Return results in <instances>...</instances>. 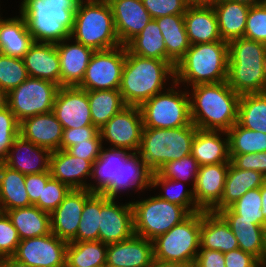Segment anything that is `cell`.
<instances>
[{"instance_id": "48", "label": "cell", "mask_w": 266, "mask_h": 267, "mask_svg": "<svg viewBox=\"0 0 266 267\" xmlns=\"http://www.w3.org/2000/svg\"><path fill=\"white\" fill-rule=\"evenodd\" d=\"M20 122L8 106L0 109V161L4 162L14 140L19 136Z\"/></svg>"}, {"instance_id": "40", "label": "cell", "mask_w": 266, "mask_h": 267, "mask_svg": "<svg viewBox=\"0 0 266 267\" xmlns=\"http://www.w3.org/2000/svg\"><path fill=\"white\" fill-rule=\"evenodd\" d=\"M237 123L248 130L266 134V92L240 96Z\"/></svg>"}, {"instance_id": "12", "label": "cell", "mask_w": 266, "mask_h": 267, "mask_svg": "<svg viewBox=\"0 0 266 267\" xmlns=\"http://www.w3.org/2000/svg\"><path fill=\"white\" fill-rule=\"evenodd\" d=\"M125 58V45L94 51L77 87L86 91L119 90Z\"/></svg>"}, {"instance_id": "18", "label": "cell", "mask_w": 266, "mask_h": 267, "mask_svg": "<svg viewBox=\"0 0 266 267\" xmlns=\"http://www.w3.org/2000/svg\"><path fill=\"white\" fill-rule=\"evenodd\" d=\"M132 204H115L109 199L100 211L99 241L112 244L129 239L134 235Z\"/></svg>"}, {"instance_id": "45", "label": "cell", "mask_w": 266, "mask_h": 267, "mask_svg": "<svg viewBox=\"0 0 266 267\" xmlns=\"http://www.w3.org/2000/svg\"><path fill=\"white\" fill-rule=\"evenodd\" d=\"M180 183L181 181L163 178L157 172L153 173L152 187L154 188L161 185L163 187L162 189H164V191L167 192L166 194L162 193L161 195L160 194L158 195L161 199H164L170 203L177 204L179 206H183L191 214L201 211L196 205L193 190L186 191V189L185 190L182 189L177 192L173 189L175 192L169 191L171 190L170 188H174L173 187L174 185Z\"/></svg>"}, {"instance_id": "46", "label": "cell", "mask_w": 266, "mask_h": 267, "mask_svg": "<svg viewBox=\"0 0 266 267\" xmlns=\"http://www.w3.org/2000/svg\"><path fill=\"white\" fill-rule=\"evenodd\" d=\"M229 208L235 214L240 215V219L254 220V224L264 226L261 187L247 191L240 199L231 204Z\"/></svg>"}, {"instance_id": "1", "label": "cell", "mask_w": 266, "mask_h": 267, "mask_svg": "<svg viewBox=\"0 0 266 267\" xmlns=\"http://www.w3.org/2000/svg\"><path fill=\"white\" fill-rule=\"evenodd\" d=\"M192 88L190 117L195 127L227 132L238 121L241 95L234 92L227 81L199 84Z\"/></svg>"}, {"instance_id": "62", "label": "cell", "mask_w": 266, "mask_h": 267, "mask_svg": "<svg viewBox=\"0 0 266 267\" xmlns=\"http://www.w3.org/2000/svg\"><path fill=\"white\" fill-rule=\"evenodd\" d=\"M260 266L266 267V226L264 227L263 232V249L261 253Z\"/></svg>"}, {"instance_id": "6", "label": "cell", "mask_w": 266, "mask_h": 267, "mask_svg": "<svg viewBox=\"0 0 266 267\" xmlns=\"http://www.w3.org/2000/svg\"><path fill=\"white\" fill-rule=\"evenodd\" d=\"M70 38L94 51L120 46L109 2L81 0L74 15Z\"/></svg>"}, {"instance_id": "61", "label": "cell", "mask_w": 266, "mask_h": 267, "mask_svg": "<svg viewBox=\"0 0 266 267\" xmlns=\"http://www.w3.org/2000/svg\"><path fill=\"white\" fill-rule=\"evenodd\" d=\"M148 267H184L176 263L162 262L156 259H153L151 264Z\"/></svg>"}, {"instance_id": "9", "label": "cell", "mask_w": 266, "mask_h": 267, "mask_svg": "<svg viewBox=\"0 0 266 267\" xmlns=\"http://www.w3.org/2000/svg\"><path fill=\"white\" fill-rule=\"evenodd\" d=\"M131 204L135 235L151 241L191 215L185 207L170 203L159 196L131 202Z\"/></svg>"}, {"instance_id": "8", "label": "cell", "mask_w": 266, "mask_h": 267, "mask_svg": "<svg viewBox=\"0 0 266 267\" xmlns=\"http://www.w3.org/2000/svg\"><path fill=\"white\" fill-rule=\"evenodd\" d=\"M202 211L153 240L154 259L193 267L200 248Z\"/></svg>"}, {"instance_id": "2", "label": "cell", "mask_w": 266, "mask_h": 267, "mask_svg": "<svg viewBox=\"0 0 266 267\" xmlns=\"http://www.w3.org/2000/svg\"><path fill=\"white\" fill-rule=\"evenodd\" d=\"M81 0H23L20 14L34 42L58 44L70 38Z\"/></svg>"}, {"instance_id": "5", "label": "cell", "mask_w": 266, "mask_h": 267, "mask_svg": "<svg viewBox=\"0 0 266 267\" xmlns=\"http://www.w3.org/2000/svg\"><path fill=\"white\" fill-rule=\"evenodd\" d=\"M228 59L226 41L190 45L174 67L175 82L172 86L175 88L180 82L193 87L227 81Z\"/></svg>"}, {"instance_id": "64", "label": "cell", "mask_w": 266, "mask_h": 267, "mask_svg": "<svg viewBox=\"0 0 266 267\" xmlns=\"http://www.w3.org/2000/svg\"><path fill=\"white\" fill-rule=\"evenodd\" d=\"M216 0H187L190 5L212 4Z\"/></svg>"}, {"instance_id": "28", "label": "cell", "mask_w": 266, "mask_h": 267, "mask_svg": "<svg viewBox=\"0 0 266 267\" xmlns=\"http://www.w3.org/2000/svg\"><path fill=\"white\" fill-rule=\"evenodd\" d=\"M200 247L223 254L239 248L229 224L219 213L212 211H202Z\"/></svg>"}, {"instance_id": "26", "label": "cell", "mask_w": 266, "mask_h": 267, "mask_svg": "<svg viewBox=\"0 0 266 267\" xmlns=\"http://www.w3.org/2000/svg\"><path fill=\"white\" fill-rule=\"evenodd\" d=\"M49 171L51 177L71 189H88L89 184L84 183L82 178L91 176L92 163L59 149L51 152Z\"/></svg>"}, {"instance_id": "17", "label": "cell", "mask_w": 266, "mask_h": 267, "mask_svg": "<svg viewBox=\"0 0 266 267\" xmlns=\"http://www.w3.org/2000/svg\"><path fill=\"white\" fill-rule=\"evenodd\" d=\"M93 194L88 189H71L60 205L50 213L51 232L70 242L78 231L85 202Z\"/></svg>"}, {"instance_id": "39", "label": "cell", "mask_w": 266, "mask_h": 267, "mask_svg": "<svg viewBox=\"0 0 266 267\" xmlns=\"http://www.w3.org/2000/svg\"><path fill=\"white\" fill-rule=\"evenodd\" d=\"M92 123L99 130L124 107L119 90L88 91Z\"/></svg>"}, {"instance_id": "43", "label": "cell", "mask_w": 266, "mask_h": 267, "mask_svg": "<svg viewBox=\"0 0 266 267\" xmlns=\"http://www.w3.org/2000/svg\"><path fill=\"white\" fill-rule=\"evenodd\" d=\"M229 155L266 152V134L248 130L237 122L227 131Z\"/></svg>"}, {"instance_id": "47", "label": "cell", "mask_w": 266, "mask_h": 267, "mask_svg": "<svg viewBox=\"0 0 266 267\" xmlns=\"http://www.w3.org/2000/svg\"><path fill=\"white\" fill-rule=\"evenodd\" d=\"M199 170V164L194 159L192 154H189L179 160H174L164 164L157 173L166 179H172L177 181H187L193 178V186H195L196 177Z\"/></svg>"}, {"instance_id": "3", "label": "cell", "mask_w": 266, "mask_h": 267, "mask_svg": "<svg viewBox=\"0 0 266 267\" xmlns=\"http://www.w3.org/2000/svg\"><path fill=\"white\" fill-rule=\"evenodd\" d=\"M175 66L167 61L145 58L126 48L119 91L126 106H140L164 89L166 78L175 82ZM170 76V77H169Z\"/></svg>"}, {"instance_id": "41", "label": "cell", "mask_w": 266, "mask_h": 267, "mask_svg": "<svg viewBox=\"0 0 266 267\" xmlns=\"http://www.w3.org/2000/svg\"><path fill=\"white\" fill-rule=\"evenodd\" d=\"M109 200L105 195L94 193L82 210L76 236L70 242L98 241L101 207Z\"/></svg>"}, {"instance_id": "33", "label": "cell", "mask_w": 266, "mask_h": 267, "mask_svg": "<svg viewBox=\"0 0 266 267\" xmlns=\"http://www.w3.org/2000/svg\"><path fill=\"white\" fill-rule=\"evenodd\" d=\"M155 20L163 35L167 62L175 66L191 45L186 32L184 14L168 15Z\"/></svg>"}, {"instance_id": "65", "label": "cell", "mask_w": 266, "mask_h": 267, "mask_svg": "<svg viewBox=\"0 0 266 267\" xmlns=\"http://www.w3.org/2000/svg\"><path fill=\"white\" fill-rule=\"evenodd\" d=\"M7 106V94L0 88V109Z\"/></svg>"}, {"instance_id": "11", "label": "cell", "mask_w": 266, "mask_h": 267, "mask_svg": "<svg viewBox=\"0 0 266 267\" xmlns=\"http://www.w3.org/2000/svg\"><path fill=\"white\" fill-rule=\"evenodd\" d=\"M59 88L54 82L28 77L7 94V106L19 122L51 112Z\"/></svg>"}, {"instance_id": "32", "label": "cell", "mask_w": 266, "mask_h": 267, "mask_svg": "<svg viewBox=\"0 0 266 267\" xmlns=\"http://www.w3.org/2000/svg\"><path fill=\"white\" fill-rule=\"evenodd\" d=\"M229 224L238 246L244 252L255 256L259 261L263 249L264 226L254 224V220L240 219L229 207L218 212Z\"/></svg>"}, {"instance_id": "19", "label": "cell", "mask_w": 266, "mask_h": 267, "mask_svg": "<svg viewBox=\"0 0 266 267\" xmlns=\"http://www.w3.org/2000/svg\"><path fill=\"white\" fill-rule=\"evenodd\" d=\"M230 163L199 166L195 186L192 189L197 207L211 211L221 200Z\"/></svg>"}, {"instance_id": "59", "label": "cell", "mask_w": 266, "mask_h": 267, "mask_svg": "<svg viewBox=\"0 0 266 267\" xmlns=\"http://www.w3.org/2000/svg\"><path fill=\"white\" fill-rule=\"evenodd\" d=\"M0 267H30L24 263L17 261L14 257L0 258Z\"/></svg>"}, {"instance_id": "34", "label": "cell", "mask_w": 266, "mask_h": 267, "mask_svg": "<svg viewBox=\"0 0 266 267\" xmlns=\"http://www.w3.org/2000/svg\"><path fill=\"white\" fill-rule=\"evenodd\" d=\"M16 228L20 240L40 237L51 232L50 213L35 205L5 212Z\"/></svg>"}, {"instance_id": "15", "label": "cell", "mask_w": 266, "mask_h": 267, "mask_svg": "<svg viewBox=\"0 0 266 267\" xmlns=\"http://www.w3.org/2000/svg\"><path fill=\"white\" fill-rule=\"evenodd\" d=\"M52 112L63 129L91 126L88 91L79 87H60Z\"/></svg>"}, {"instance_id": "29", "label": "cell", "mask_w": 266, "mask_h": 267, "mask_svg": "<svg viewBox=\"0 0 266 267\" xmlns=\"http://www.w3.org/2000/svg\"><path fill=\"white\" fill-rule=\"evenodd\" d=\"M219 132L226 134L227 138H221ZM191 154L199 166L230 163L227 132L198 129L192 143Z\"/></svg>"}, {"instance_id": "38", "label": "cell", "mask_w": 266, "mask_h": 267, "mask_svg": "<svg viewBox=\"0 0 266 267\" xmlns=\"http://www.w3.org/2000/svg\"><path fill=\"white\" fill-rule=\"evenodd\" d=\"M107 244L101 241L68 242L66 267H106Z\"/></svg>"}, {"instance_id": "66", "label": "cell", "mask_w": 266, "mask_h": 267, "mask_svg": "<svg viewBox=\"0 0 266 267\" xmlns=\"http://www.w3.org/2000/svg\"><path fill=\"white\" fill-rule=\"evenodd\" d=\"M3 165H4V162L0 161V189H1V177H2Z\"/></svg>"}, {"instance_id": "52", "label": "cell", "mask_w": 266, "mask_h": 267, "mask_svg": "<svg viewBox=\"0 0 266 267\" xmlns=\"http://www.w3.org/2000/svg\"><path fill=\"white\" fill-rule=\"evenodd\" d=\"M152 19L184 14L190 5L187 0H142Z\"/></svg>"}, {"instance_id": "24", "label": "cell", "mask_w": 266, "mask_h": 267, "mask_svg": "<svg viewBox=\"0 0 266 267\" xmlns=\"http://www.w3.org/2000/svg\"><path fill=\"white\" fill-rule=\"evenodd\" d=\"M21 150H25V154ZM50 155L49 149L37 146L19 135L10 147L4 164L24 175L50 172Z\"/></svg>"}, {"instance_id": "49", "label": "cell", "mask_w": 266, "mask_h": 267, "mask_svg": "<svg viewBox=\"0 0 266 267\" xmlns=\"http://www.w3.org/2000/svg\"><path fill=\"white\" fill-rule=\"evenodd\" d=\"M71 188L51 177L43 187L42 199L34 204L41 210L52 213L64 200Z\"/></svg>"}, {"instance_id": "53", "label": "cell", "mask_w": 266, "mask_h": 267, "mask_svg": "<svg viewBox=\"0 0 266 267\" xmlns=\"http://www.w3.org/2000/svg\"><path fill=\"white\" fill-rule=\"evenodd\" d=\"M99 134V129L94 125L76 129H63L61 150H67L69 147L74 146L77 143L88 142L89 139H95Z\"/></svg>"}, {"instance_id": "4", "label": "cell", "mask_w": 266, "mask_h": 267, "mask_svg": "<svg viewBox=\"0 0 266 267\" xmlns=\"http://www.w3.org/2000/svg\"><path fill=\"white\" fill-rule=\"evenodd\" d=\"M227 83L236 93L266 92V44L239 37L228 42Z\"/></svg>"}, {"instance_id": "55", "label": "cell", "mask_w": 266, "mask_h": 267, "mask_svg": "<svg viewBox=\"0 0 266 267\" xmlns=\"http://www.w3.org/2000/svg\"><path fill=\"white\" fill-rule=\"evenodd\" d=\"M101 135L99 134L95 139H89L88 142L77 143L74 146H71L67 149V151L83 160H88L92 164L99 157L102 150V142Z\"/></svg>"}, {"instance_id": "22", "label": "cell", "mask_w": 266, "mask_h": 267, "mask_svg": "<svg viewBox=\"0 0 266 267\" xmlns=\"http://www.w3.org/2000/svg\"><path fill=\"white\" fill-rule=\"evenodd\" d=\"M19 135L25 140L52 152L61 149L63 127L51 111L22 120Z\"/></svg>"}, {"instance_id": "44", "label": "cell", "mask_w": 266, "mask_h": 267, "mask_svg": "<svg viewBox=\"0 0 266 267\" xmlns=\"http://www.w3.org/2000/svg\"><path fill=\"white\" fill-rule=\"evenodd\" d=\"M22 58L0 53V88L8 94L28 78Z\"/></svg>"}, {"instance_id": "63", "label": "cell", "mask_w": 266, "mask_h": 267, "mask_svg": "<svg viewBox=\"0 0 266 267\" xmlns=\"http://www.w3.org/2000/svg\"><path fill=\"white\" fill-rule=\"evenodd\" d=\"M229 1L242 3V4H245L248 6L260 5V4H263V2H264V0H229Z\"/></svg>"}, {"instance_id": "20", "label": "cell", "mask_w": 266, "mask_h": 267, "mask_svg": "<svg viewBox=\"0 0 266 267\" xmlns=\"http://www.w3.org/2000/svg\"><path fill=\"white\" fill-rule=\"evenodd\" d=\"M153 259V241L135 234L107 245L106 267H148Z\"/></svg>"}, {"instance_id": "23", "label": "cell", "mask_w": 266, "mask_h": 267, "mask_svg": "<svg viewBox=\"0 0 266 267\" xmlns=\"http://www.w3.org/2000/svg\"><path fill=\"white\" fill-rule=\"evenodd\" d=\"M64 39L56 44L60 59V87H76L84 77L94 50L90 47L75 41L74 44H67ZM66 42V43H65Z\"/></svg>"}, {"instance_id": "51", "label": "cell", "mask_w": 266, "mask_h": 267, "mask_svg": "<svg viewBox=\"0 0 266 267\" xmlns=\"http://www.w3.org/2000/svg\"><path fill=\"white\" fill-rule=\"evenodd\" d=\"M20 238L6 213L0 212V258L15 254Z\"/></svg>"}, {"instance_id": "13", "label": "cell", "mask_w": 266, "mask_h": 267, "mask_svg": "<svg viewBox=\"0 0 266 267\" xmlns=\"http://www.w3.org/2000/svg\"><path fill=\"white\" fill-rule=\"evenodd\" d=\"M67 244V241L50 232L20 240L12 257L30 267H66Z\"/></svg>"}, {"instance_id": "16", "label": "cell", "mask_w": 266, "mask_h": 267, "mask_svg": "<svg viewBox=\"0 0 266 267\" xmlns=\"http://www.w3.org/2000/svg\"><path fill=\"white\" fill-rule=\"evenodd\" d=\"M154 171L145 164L138 152L119 149L117 182H113L102 195L109 199H116L119 191L127 188L145 190L152 187V177Z\"/></svg>"}, {"instance_id": "57", "label": "cell", "mask_w": 266, "mask_h": 267, "mask_svg": "<svg viewBox=\"0 0 266 267\" xmlns=\"http://www.w3.org/2000/svg\"><path fill=\"white\" fill-rule=\"evenodd\" d=\"M225 267H261L259 260L240 248L224 254Z\"/></svg>"}, {"instance_id": "36", "label": "cell", "mask_w": 266, "mask_h": 267, "mask_svg": "<svg viewBox=\"0 0 266 267\" xmlns=\"http://www.w3.org/2000/svg\"><path fill=\"white\" fill-rule=\"evenodd\" d=\"M26 187L25 175L3 165L0 189V212L31 206Z\"/></svg>"}, {"instance_id": "10", "label": "cell", "mask_w": 266, "mask_h": 267, "mask_svg": "<svg viewBox=\"0 0 266 267\" xmlns=\"http://www.w3.org/2000/svg\"><path fill=\"white\" fill-rule=\"evenodd\" d=\"M189 95L172 87L145 101L139 106L144 128L170 129L190 125Z\"/></svg>"}, {"instance_id": "60", "label": "cell", "mask_w": 266, "mask_h": 267, "mask_svg": "<svg viewBox=\"0 0 266 267\" xmlns=\"http://www.w3.org/2000/svg\"><path fill=\"white\" fill-rule=\"evenodd\" d=\"M262 214L264 216V227L266 226V182L261 186Z\"/></svg>"}, {"instance_id": "30", "label": "cell", "mask_w": 266, "mask_h": 267, "mask_svg": "<svg viewBox=\"0 0 266 267\" xmlns=\"http://www.w3.org/2000/svg\"><path fill=\"white\" fill-rule=\"evenodd\" d=\"M265 182L266 177L262 173L238 169L230 162L222 198L211 211L218 213L240 199L247 191L260 188Z\"/></svg>"}, {"instance_id": "14", "label": "cell", "mask_w": 266, "mask_h": 267, "mask_svg": "<svg viewBox=\"0 0 266 267\" xmlns=\"http://www.w3.org/2000/svg\"><path fill=\"white\" fill-rule=\"evenodd\" d=\"M144 124L138 106H126L115 114L100 130L101 139L113 148L138 152Z\"/></svg>"}, {"instance_id": "27", "label": "cell", "mask_w": 266, "mask_h": 267, "mask_svg": "<svg viewBox=\"0 0 266 267\" xmlns=\"http://www.w3.org/2000/svg\"><path fill=\"white\" fill-rule=\"evenodd\" d=\"M22 59L29 77L60 86V59L56 44L34 42Z\"/></svg>"}, {"instance_id": "50", "label": "cell", "mask_w": 266, "mask_h": 267, "mask_svg": "<svg viewBox=\"0 0 266 267\" xmlns=\"http://www.w3.org/2000/svg\"><path fill=\"white\" fill-rule=\"evenodd\" d=\"M244 37L266 44V6H250Z\"/></svg>"}, {"instance_id": "25", "label": "cell", "mask_w": 266, "mask_h": 267, "mask_svg": "<svg viewBox=\"0 0 266 267\" xmlns=\"http://www.w3.org/2000/svg\"><path fill=\"white\" fill-rule=\"evenodd\" d=\"M184 21L191 45L224 41L211 4L189 5L184 13Z\"/></svg>"}, {"instance_id": "37", "label": "cell", "mask_w": 266, "mask_h": 267, "mask_svg": "<svg viewBox=\"0 0 266 267\" xmlns=\"http://www.w3.org/2000/svg\"><path fill=\"white\" fill-rule=\"evenodd\" d=\"M125 46L131 53L138 56L167 61L163 35L155 19H151L143 30Z\"/></svg>"}, {"instance_id": "35", "label": "cell", "mask_w": 266, "mask_h": 267, "mask_svg": "<svg viewBox=\"0 0 266 267\" xmlns=\"http://www.w3.org/2000/svg\"><path fill=\"white\" fill-rule=\"evenodd\" d=\"M33 43L22 16L4 20L0 18V53L23 58Z\"/></svg>"}, {"instance_id": "42", "label": "cell", "mask_w": 266, "mask_h": 267, "mask_svg": "<svg viewBox=\"0 0 266 267\" xmlns=\"http://www.w3.org/2000/svg\"><path fill=\"white\" fill-rule=\"evenodd\" d=\"M119 149L109 148L101 150L99 157L92 164L91 178L97 185H88L92 193L102 194L113 182H117Z\"/></svg>"}, {"instance_id": "7", "label": "cell", "mask_w": 266, "mask_h": 267, "mask_svg": "<svg viewBox=\"0 0 266 267\" xmlns=\"http://www.w3.org/2000/svg\"><path fill=\"white\" fill-rule=\"evenodd\" d=\"M197 130L193 123L170 129L144 128L138 153L157 172L164 164L191 154Z\"/></svg>"}, {"instance_id": "31", "label": "cell", "mask_w": 266, "mask_h": 267, "mask_svg": "<svg viewBox=\"0 0 266 267\" xmlns=\"http://www.w3.org/2000/svg\"><path fill=\"white\" fill-rule=\"evenodd\" d=\"M211 5L217 17L222 40L229 42L244 37L250 6L229 0H216Z\"/></svg>"}, {"instance_id": "58", "label": "cell", "mask_w": 266, "mask_h": 267, "mask_svg": "<svg viewBox=\"0 0 266 267\" xmlns=\"http://www.w3.org/2000/svg\"><path fill=\"white\" fill-rule=\"evenodd\" d=\"M193 267H225L224 254L218 250L200 247Z\"/></svg>"}, {"instance_id": "56", "label": "cell", "mask_w": 266, "mask_h": 267, "mask_svg": "<svg viewBox=\"0 0 266 267\" xmlns=\"http://www.w3.org/2000/svg\"><path fill=\"white\" fill-rule=\"evenodd\" d=\"M50 178V172L25 175V187L32 205L42 199L43 187Z\"/></svg>"}, {"instance_id": "21", "label": "cell", "mask_w": 266, "mask_h": 267, "mask_svg": "<svg viewBox=\"0 0 266 267\" xmlns=\"http://www.w3.org/2000/svg\"><path fill=\"white\" fill-rule=\"evenodd\" d=\"M111 6L117 37L126 45L152 19L142 0H107Z\"/></svg>"}, {"instance_id": "54", "label": "cell", "mask_w": 266, "mask_h": 267, "mask_svg": "<svg viewBox=\"0 0 266 267\" xmlns=\"http://www.w3.org/2000/svg\"><path fill=\"white\" fill-rule=\"evenodd\" d=\"M230 162L241 170H254L266 177V152L230 155Z\"/></svg>"}]
</instances>
